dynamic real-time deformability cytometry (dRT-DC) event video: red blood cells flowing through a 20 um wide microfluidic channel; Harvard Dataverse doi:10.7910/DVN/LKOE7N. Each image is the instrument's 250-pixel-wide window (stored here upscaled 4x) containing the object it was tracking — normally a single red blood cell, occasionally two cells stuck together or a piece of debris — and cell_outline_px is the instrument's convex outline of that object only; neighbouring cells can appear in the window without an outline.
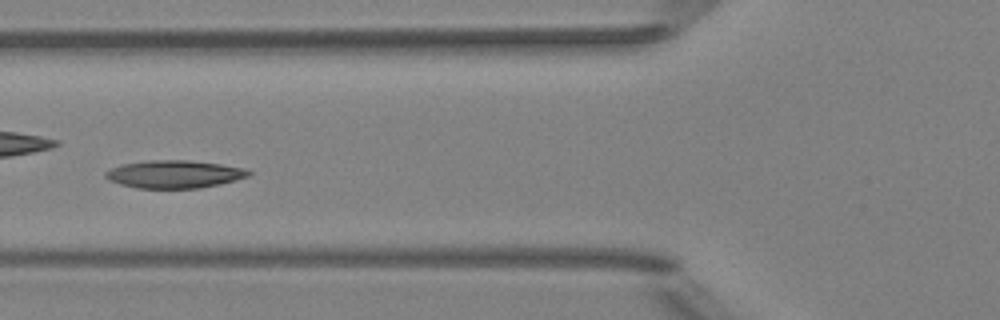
{"species": "Egyptian fruit bat (a non-hibernating species)", "species_latin": "Rousettus aegyptiacus", "temperature_condition": "room temperature", "stored_images_in_passage": 5, "camera_frame_rate_fps": 3000, "um_per_image_px": 0.085, "animal": {"sex": "female"}, "frame": {"image": 1, "passage_image": 5, "time_ms": 4.667, "image_size_px": [1000, 320], "cell_outline_px": [[252, 172], [248, 176], [236, 180], [220, 184], [200, 188], [136, 188], [120, 184], [108, 180], [104, 176], [104, 172], [112, 168], [124, 164], [148, 160], [188, 160], [220, 164], [244, 168]], "centroid_in_image_um": [14.81, 14.81], "position_along_channel_um": 111.0, "area_um2": 23.12}}